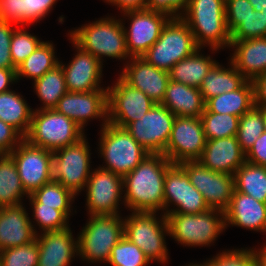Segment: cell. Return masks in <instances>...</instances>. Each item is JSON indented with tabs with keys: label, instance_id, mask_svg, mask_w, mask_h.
Here are the masks:
<instances>
[{
	"label": "cell",
	"instance_id": "obj_38",
	"mask_svg": "<svg viewBox=\"0 0 266 266\" xmlns=\"http://www.w3.org/2000/svg\"><path fill=\"white\" fill-rule=\"evenodd\" d=\"M265 131L263 113L254 106L240 117L236 138L241 149L246 153L256 139Z\"/></svg>",
	"mask_w": 266,
	"mask_h": 266
},
{
	"label": "cell",
	"instance_id": "obj_46",
	"mask_svg": "<svg viewBox=\"0 0 266 266\" xmlns=\"http://www.w3.org/2000/svg\"><path fill=\"white\" fill-rule=\"evenodd\" d=\"M254 11L248 0H225L226 25L231 34Z\"/></svg>",
	"mask_w": 266,
	"mask_h": 266
},
{
	"label": "cell",
	"instance_id": "obj_22",
	"mask_svg": "<svg viewBox=\"0 0 266 266\" xmlns=\"http://www.w3.org/2000/svg\"><path fill=\"white\" fill-rule=\"evenodd\" d=\"M23 204L0 208V251L36 240L37 231Z\"/></svg>",
	"mask_w": 266,
	"mask_h": 266
},
{
	"label": "cell",
	"instance_id": "obj_52",
	"mask_svg": "<svg viewBox=\"0 0 266 266\" xmlns=\"http://www.w3.org/2000/svg\"><path fill=\"white\" fill-rule=\"evenodd\" d=\"M148 0H104L111 5L117 6L123 13L129 11H140L147 8Z\"/></svg>",
	"mask_w": 266,
	"mask_h": 266
},
{
	"label": "cell",
	"instance_id": "obj_51",
	"mask_svg": "<svg viewBox=\"0 0 266 266\" xmlns=\"http://www.w3.org/2000/svg\"><path fill=\"white\" fill-rule=\"evenodd\" d=\"M247 162L266 166V132L264 131L245 153Z\"/></svg>",
	"mask_w": 266,
	"mask_h": 266
},
{
	"label": "cell",
	"instance_id": "obj_44",
	"mask_svg": "<svg viewBox=\"0 0 266 266\" xmlns=\"http://www.w3.org/2000/svg\"><path fill=\"white\" fill-rule=\"evenodd\" d=\"M230 35L231 41L266 37L263 13L257 11L251 12Z\"/></svg>",
	"mask_w": 266,
	"mask_h": 266
},
{
	"label": "cell",
	"instance_id": "obj_4",
	"mask_svg": "<svg viewBox=\"0 0 266 266\" xmlns=\"http://www.w3.org/2000/svg\"><path fill=\"white\" fill-rule=\"evenodd\" d=\"M77 237L78 255L83 261L108 262L112 248L124 236L120 214L90 215Z\"/></svg>",
	"mask_w": 266,
	"mask_h": 266
},
{
	"label": "cell",
	"instance_id": "obj_39",
	"mask_svg": "<svg viewBox=\"0 0 266 266\" xmlns=\"http://www.w3.org/2000/svg\"><path fill=\"white\" fill-rule=\"evenodd\" d=\"M107 263L111 266H147L151 262L137 245L123 236L112 248Z\"/></svg>",
	"mask_w": 266,
	"mask_h": 266
},
{
	"label": "cell",
	"instance_id": "obj_12",
	"mask_svg": "<svg viewBox=\"0 0 266 266\" xmlns=\"http://www.w3.org/2000/svg\"><path fill=\"white\" fill-rule=\"evenodd\" d=\"M180 165L210 209L225 211L229 207L235 189L234 175L209 170L199 161H185Z\"/></svg>",
	"mask_w": 266,
	"mask_h": 266
},
{
	"label": "cell",
	"instance_id": "obj_28",
	"mask_svg": "<svg viewBox=\"0 0 266 266\" xmlns=\"http://www.w3.org/2000/svg\"><path fill=\"white\" fill-rule=\"evenodd\" d=\"M255 106L253 81H246L239 89L214 96L205 102L204 112L232 114L241 117Z\"/></svg>",
	"mask_w": 266,
	"mask_h": 266
},
{
	"label": "cell",
	"instance_id": "obj_2",
	"mask_svg": "<svg viewBox=\"0 0 266 266\" xmlns=\"http://www.w3.org/2000/svg\"><path fill=\"white\" fill-rule=\"evenodd\" d=\"M184 12L180 18L188 25L200 48L207 45L216 52L230 47L225 0H190Z\"/></svg>",
	"mask_w": 266,
	"mask_h": 266
},
{
	"label": "cell",
	"instance_id": "obj_9",
	"mask_svg": "<svg viewBox=\"0 0 266 266\" xmlns=\"http://www.w3.org/2000/svg\"><path fill=\"white\" fill-rule=\"evenodd\" d=\"M157 212H132L124 218V236L137 245L149 261L166 264L168 249L165 237L169 226L164 214L156 217Z\"/></svg>",
	"mask_w": 266,
	"mask_h": 266
},
{
	"label": "cell",
	"instance_id": "obj_26",
	"mask_svg": "<svg viewBox=\"0 0 266 266\" xmlns=\"http://www.w3.org/2000/svg\"><path fill=\"white\" fill-rule=\"evenodd\" d=\"M233 66L248 80L266 73V37L231 41Z\"/></svg>",
	"mask_w": 266,
	"mask_h": 266
},
{
	"label": "cell",
	"instance_id": "obj_29",
	"mask_svg": "<svg viewBox=\"0 0 266 266\" xmlns=\"http://www.w3.org/2000/svg\"><path fill=\"white\" fill-rule=\"evenodd\" d=\"M198 48L192 55L176 63L169 71L171 81L200 87L206 74L217 63L211 56H205ZM201 53V54H200Z\"/></svg>",
	"mask_w": 266,
	"mask_h": 266
},
{
	"label": "cell",
	"instance_id": "obj_58",
	"mask_svg": "<svg viewBox=\"0 0 266 266\" xmlns=\"http://www.w3.org/2000/svg\"><path fill=\"white\" fill-rule=\"evenodd\" d=\"M186 266H210V264L207 262V261H205L204 263H190V265L188 264V265H186Z\"/></svg>",
	"mask_w": 266,
	"mask_h": 266
},
{
	"label": "cell",
	"instance_id": "obj_34",
	"mask_svg": "<svg viewBox=\"0 0 266 266\" xmlns=\"http://www.w3.org/2000/svg\"><path fill=\"white\" fill-rule=\"evenodd\" d=\"M235 190L266 203V166L245 161L234 174Z\"/></svg>",
	"mask_w": 266,
	"mask_h": 266
},
{
	"label": "cell",
	"instance_id": "obj_55",
	"mask_svg": "<svg viewBox=\"0 0 266 266\" xmlns=\"http://www.w3.org/2000/svg\"><path fill=\"white\" fill-rule=\"evenodd\" d=\"M257 266H266V243L260 249H255Z\"/></svg>",
	"mask_w": 266,
	"mask_h": 266
},
{
	"label": "cell",
	"instance_id": "obj_33",
	"mask_svg": "<svg viewBox=\"0 0 266 266\" xmlns=\"http://www.w3.org/2000/svg\"><path fill=\"white\" fill-rule=\"evenodd\" d=\"M55 57V47L49 41H43L16 69L17 82L22 77L33 79L42 77L47 71L59 65Z\"/></svg>",
	"mask_w": 266,
	"mask_h": 266
},
{
	"label": "cell",
	"instance_id": "obj_56",
	"mask_svg": "<svg viewBox=\"0 0 266 266\" xmlns=\"http://www.w3.org/2000/svg\"><path fill=\"white\" fill-rule=\"evenodd\" d=\"M254 8V11L261 12L262 8H266V0H248Z\"/></svg>",
	"mask_w": 266,
	"mask_h": 266
},
{
	"label": "cell",
	"instance_id": "obj_14",
	"mask_svg": "<svg viewBox=\"0 0 266 266\" xmlns=\"http://www.w3.org/2000/svg\"><path fill=\"white\" fill-rule=\"evenodd\" d=\"M155 104L141 90L132 88L120 77L107 87L108 122L126 128L144 116Z\"/></svg>",
	"mask_w": 266,
	"mask_h": 266
},
{
	"label": "cell",
	"instance_id": "obj_47",
	"mask_svg": "<svg viewBox=\"0 0 266 266\" xmlns=\"http://www.w3.org/2000/svg\"><path fill=\"white\" fill-rule=\"evenodd\" d=\"M13 23L0 20V68L17 69L12 62L10 43L13 31Z\"/></svg>",
	"mask_w": 266,
	"mask_h": 266
},
{
	"label": "cell",
	"instance_id": "obj_48",
	"mask_svg": "<svg viewBox=\"0 0 266 266\" xmlns=\"http://www.w3.org/2000/svg\"><path fill=\"white\" fill-rule=\"evenodd\" d=\"M190 0H148L147 10L167 14L170 18L181 17Z\"/></svg>",
	"mask_w": 266,
	"mask_h": 266
},
{
	"label": "cell",
	"instance_id": "obj_40",
	"mask_svg": "<svg viewBox=\"0 0 266 266\" xmlns=\"http://www.w3.org/2000/svg\"><path fill=\"white\" fill-rule=\"evenodd\" d=\"M33 208V219L42 232L58 231L69 227V218L60 210L53 207L43 206L31 194L27 197Z\"/></svg>",
	"mask_w": 266,
	"mask_h": 266
},
{
	"label": "cell",
	"instance_id": "obj_11",
	"mask_svg": "<svg viewBox=\"0 0 266 266\" xmlns=\"http://www.w3.org/2000/svg\"><path fill=\"white\" fill-rule=\"evenodd\" d=\"M8 155L14 160L21 184L28 195L53 180L52 151L23 139Z\"/></svg>",
	"mask_w": 266,
	"mask_h": 266
},
{
	"label": "cell",
	"instance_id": "obj_54",
	"mask_svg": "<svg viewBox=\"0 0 266 266\" xmlns=\"http://www.w3.org/2000/svg\"><path fill=\"white\" fill-rule=\"evenodd\" d=\"M14 82H17L16 69L0 68V93L9 91Z\"/></svg>",
	"mask_w": 266,
	"mask_h": 266
},
{
	"label": "cell",
	"instance_id": "obj_16",
	"mask_svg": "<svg viewBox=\"0 0 266 266\" xmlns=\"http://www.w3.org/2000/svg\"><path fill=\"white\" fill-rule=\"evenodd\" d=\"M170 204H174L176 208L170 209ZM209 209L203 195L190 183L184 168L172 163L167 168L164 180V215L199 214Z\"/></svg>",
	"mask_w": 266,
	"mask_h": 266
},
{
	"label": "cell",
	"instance_id": "obj_32",
	"mask_svg": "<svg viewBox=\"0 0 266 266\" xmlns=\"http://www.w3.org/2000/svg\"><path fill=\"white\" fill-rule=\"evenodd\" d=\"M25 192L15 166L8 154H0V208L22 204Z\"/></svg>",
	"mask_w": 266,
	"mask_h": 266
},
{
	"label": "cell",
	"instance_id": "obj_35",
	"mask_svg": "<svg viewBox=\"0 0 266 266\" xmlns=\"http://www.w3.org/2000/svg\"><path fill=\"white\" fill-rule=\"evenodd\" d=\"M34 91L43 103L37 110L54 109L59 99L67 92L64 71L57 65L34 81Z\"/></svg>",
	"mask_w": 266,
	"mask_h": 266
},
{
	"label": "cell",
	"instance_id": "obj_19",
	"mask_svg": "<svg viewBox=\"0 0 266 266\" xmlns=\"http://www.w3.org/2000/svg\"><path fill=\"white\" fill-rule=\"evenodd\" d=\"M75 121L83 130L90 119L101 118L102 127L108 123L107 90L66 92L54 108Z\"/></svg>",
	"mask_w": 266,
	"mask_h": 266
},
{
	"label": "cell",
	"instance_id": "obj_50",
	"mask_svg": "<svg viewBox=\"0 0 266 266\" xmlns=\"http://www.w3.org/2000/svg\"><path fill=\"white\" fill-rule=\"evenodd\" d=\"M0 20L21 26V0H0Z\"/></svg>",
	"mask_w": 266,
	"mask_h": 266
},
{
	"label": "cell",
	"instance_id": "obj_6",
	"mask_svg": "<svg viewBox=\"0 0 266 266\" xmlns=\"http://www.w3.org/2000/svg\"><path fill=\"white\" fill-rule=\"evenodd\" d=\"M200 48L188 25L180 18H170L158 40L141 56L156 68L170 71L180 60Z\"/></svg>",
	"mask_w": 266,
	"mask_h": 266
},
{
	"label": "cell",
	"instance_id": "obj_5",
	"mask_svg": "<svg viewBox=\"0 0 266 266\" xmlns=\"http://www.w3.org/2000/svg\"><path fill=\"white\" fill-rule=\"evenodd\" d=\"M99 153L106 165L102 168L125 177L150 153L126 130L111 123L101 126Z\"/></svg>",
	"mask_w": 266,
	"mask_h": 266
},
{
	"label": "cell",
	"instance_id": "obj_25",
	"mask_svg": "<svg viewBox=\"0 0 266 266\" xmlns=\"http://www.w3.org/2000/svg\"><path fill=\"white\" fill-rule=\"evenodd\" d=\"M225 228L243 227L266 233V203L234 189L229 207L224 211Z\"/></svg>",
	"mask_w": 266,
	"mask_h": 266
},
{
	"label": "cell",
	"instance_id": "obj_30",
	"mask_svg": "<svg viewBox=\"0 0 266 266\" xmlns=\"http://www.w3.org/2000/svg\"><path fill=\"white\" fill-rule=\"evenodd\" d=\"M246 81L231 62L227 69L217 62L204 77L199 90L206 102L214 96L239 89Z\"/></svg>",
	"mask_w": 266,
	"mask_h": 266
},
{
	"label": "cell",
	"instance_id": "obj_7",
	"mask_svg": "<svg viewBox=\"0 0 266 266\" xmlns=\"http://www.w3.org/2000/svg\"><path fill=\"white\" fill-rule=\"evenodd\" d=\"M84 136V130L64 114L55 109H36L24 139L32 145L54 152L76 143Z\"/></svg>",
	"mask_w": 266,
	"mask_h": 266
},
{
	"label": "cell",
	"instance_id": "obj_21",
	"mask_svg": "<svg viewBox=\"0 0 266 266\" xmlns=\"http://www.w3.org/2000/svg\"><path fill=\"white\" fill-rule=\"evenodd\" d=\"M129 61L119 77L132 88L141 90L156 104H160L170 81L169 72L156 68L141 57H131Z\"/></svg>",
	"mask_w": 266,
	"mask_h": 266
},
{
	"label": "cell",
	"instance_id": "obj_10",
	"mask_svg": "<svg viewBox=\"0 0 266 266\" xmlns=\"http://www.w3.org/2000/svg\"><path fill=\"white\" fill-rule=\"evenodd\" d=\"M86 136L74 144L53 152V180L71 190L76 196L85 189L90 177L91 153Z\"/></svg>",
	"mask_w": 266,
	"mask_h": 266
},
{
	"label": "cell",
	"instance_id": "obj_18",
	"mask_svg": "<svg viewBox=\"0 0 266 266\" xmlns=\"http://www.w3.org/2000/svg\"><path fill=\"white\" fill-rule=\"evenodd\" d=\"M123 15L131 21L129 29L124 26L130 57H141L158 40L170 19L167 14L147 9L129 11Z\"/></svg>",
	"mask_w": 266,
	"mask_h": 266
},
{
	"label": "cell",
	"instance_id": "obj_3",
	"mask_svg": "<svg viewBox=\"0 0 266 266\" xmlns=\"http://www.w3.org/2000/svg\"><path fill=\"white\" fill-rule=\"evenodd\" d=\"M124 25L120 19L105 17L70 31L68 36L102 64L103 57L127 60L131 57L126 45Z\"/></svg>",
	"mask_w": 266,
	"mask_h": 266
},
{
	"label": "cell",
	"instance_id": "obj_13",
	"mask_svg": "<svg viewBox=\"0 0 266 266\" xmlns=\"http://www.w3.org/2000/svg\"><path fill=\"white\" fill-rule=\"evenodd\" d=\"M175 115L162 104H154L142 118L126 130L150 154H163L168 144Z\"/></svg>",
	"mask_w": 266,
	"mask_h": 266
},
{
	"label": "cell",
	"instance_id": "obj_53",
	"mask_svg": "<svg viewBox=\"0 0 266 266\" xmlns=\"http://www.w3.org/2000/svg\"><path fill=\"white\" fill-rule=\"evenodd\" d=\"M255 106L266 108V73L258 76L254 81Z\"/></svg>",
	"mask_w": 266,
	"mask_h": 266
},
{
	"label": "cell",
	"instance_id": "obj_23",
	"mask_svg": "<svg viewBox=\"0 0 266 266\" xmlns=\"http://www.w3.org/2000/svg\"><path fill=\"white\" fill-rule=\"evenodd\" d=\"M39 247L38 266H69L78 256V239L73 238L71 228L37 234Z\"/></svg>",
	"mask_w": 266,
	"mask_h": 266
},
{
	"label": "cell",
	"instance_id": "obj_41",
	"mask_svg": "<svg viewBox=\"0 0 266 266\" xmlns=\"http://www.w3.org/2000/svg\"><path fill=\"white\" fill-rule=\"evenodd\" d=\"M38 259L37 240L0 251L2 266H38Z\"/></svg>",
	"mask_w": 266,
	"mask_h": 266
},
{
	"label": "cell",
	"instance_id": "obj_24",
	"mask_svg": "<svg viewBox=\"0 0 266 266\" xmlns=\"http://www.w3.org/2000/svg\"><path fill=\"white\" fill-rule=\"evenodd\" d=\"M198 161L209 170L234 175L246 159L236 136H231L206 140Z\"/></svg>",
	"mask_w": 266,
	"mask_h": 266
},
{
	"label": "cell",
	"instance_id": "obj_8",
	"mask_svg": "<svg viewBox=\"0 0 266 266\" xmlns=\"http://www.w3.org/2000/svg\"><path fill=\"white\" fill-rule=\"evenodd\" d=\"M169 236L186 246H208L225 230L224 211L209 209L199 214L166 215Z\"/></svg>",
	"mask_w": 266,
	"mask_h": 266
},
{
	"label": "cell",
	"instance_id": "obj_15",
	"mask_svg": "<svg viewBox=\"0 0 266 266\" xmlns=\"http://www.w3.org/2000/svg\"><path fill=\"white\" fill-rule=\"evenodd\" d=\"M205 144L206 138L200 118L176 116L163 155L173 164L198 161Z\"/></svg>",
	"mask_w": 266,
	"mask_h": 266
},
{
	"label": "cell",
	"instance_id": "obj_57",
	"mask_svg": "<svg viewBox=\"0 0 266 266\" xmlns=\"http://www.w3.org/2000/svg\"><path fill=\"white\" fill-rule=\"evenodd\" d=\"M262 113H263V121H264V129H265V132H266V108L264 107H258Z\"/></svg>",
	"mask_w": 266,
	"mask_h": 266
},
{
	"label": "cell",
	"instance_id": "obj_59",
	"mask_svg": "<svg viewBox=\"0 0 266 266\" xmlns=\"http://www.w3.org/2000/svg\"><path fill=\"white\" fill-rule=\"evenodd\" d=\"M261 12L263 13V16L265 18V25H266V8H262Z\"/></svg>",
	"mask_w": 266,
	"mask_h": 266
},
{
	"label": "cell",
	"instance_id": "obj_36",
	"mask_svg": "<svg viewBox=\"0 0 266 266\" xmlns=\"http://www.w3.org/2000/svg\"><path fill=\"white\" fill-rule=\"evenodd\" d=\"M43 206L53 207L62 211L68 218L71 215L72 202L75 194L62 186L58 181L51 180L45 183L40 189L31 194Z\"/></svg>",
	"mask_w": 266,
	"mask_h": 266
},
{
	"label": "cell",
	"instance_id": "obj_45",
	"mask_svg": "<svg viewBox=\"0 0 266 266\" xmlns=\"http://www.w3.org/2000/svg\"><path fill=\"white\" fill-rule=\"evenodd\" d=\"M57 0H21V25H29L44 19Z\"/></svg>",
	"mask_w": 266,
	"mask_h": 266
},
{
	"label": "cell",
	"instance_id": "obj_27",
	"mask_svg": "<svg viewBox=\"0 0 266 266\" xmlns=\"http://www.w3.org/2000/svg\"><path fill=\"white\" fill-rule=\"evenodd\" d=\"M160 104L179 117L200 118L205 111V101L198 87L171 80Z\"/></svg>",
	"mask_w": 266,
	"mask_h": 266
},
{
	"label": "cell",
	"instance_id": "obj_43",
	"mask_svg": "<svg viewBox=\"0 0 266 266\" xmlns=\"http://www.w3.org/2000/svg\"><path fill=\"white\" fill-rule=\"evenodd\" d=\"M207 262L210 266H257L255 248L224 250Z\"/></svg>",
	"mask_w": 266,
	"mask_h": 266
},
{
	"label": "cell",
	"instance_id": "obj_42",
	"mask_svg": "<svg viewBox=\"0 0 266 266\" xmlns=\"http://www.w3.org/2000/svg\"><path fill=\"white\" fill-rule=\"evenodd\" d=\"M42 42L26 29L15 28L10 43L13 65L17 68Z\"/></svg>",
	"mask_w": 266,
	"mask_h": 266
},
{
	"label": "cell",
	"instance_id": "obj_17",
	"mask_svg": "<svg viewBox=\"0 0 266 266\" xmlns=\"http://www.w3.org/2000/svg\"><path fill=\"white\" fill-rule=\"evenodd\" d=\"M87 180L86 207L89 215L120 214L123 198V177L102 168L93 169Z\"/></svg>",
	"mask_w": 266,
	"mask_h": 266
},
{
	"label": "cell",
	"instance_id": "obj_37",
	"mask_svg": "<svg viewBox=\"0 0 266 266\" xmlns=\"http://www.w3.org/2000/svg\"><path fill=\"white\" fill-rule=\"evenodd\" d=\"M206 140L236 136L240 117L232 114L203 112L200 117Z\"/></svg>",
	"mask_w": 266,
	"mask_h": 266
},
{
	"label": "cell",
	"instance_id": "obj_1",
	"mask_svg": "<svg viewBox=\"0 0 266 266\" xmlns=\"http://www.w3.org/2000/svg\"><path fill=\"white\" fill-rule=\"evenodd\" d=\"M172 163L163 154H149L123 177V203L132 212L164 214V180Z\"/></svg>",
	"mask_w": 266,
	"mask_h": 266
},
{
	"label": "cell",
	"instance_id": "obj_20",
	"mask_svg": "<svg viewBox=\"0 0 266 266\" xmlns=\"http://www.w3.org/2000/svg\"><path fill=\"white\" fill-rule=\"evenodd\" d=\"M76 48L75 57L67 64L61 65L64 71L65 84L68 92H91L94 90H107L100 87L103 64L91 53L84 51L72 39Z\"/></svg>",
	"mask_w": 266,
	"mask_h": 266
},
{
	"label": "cell",
	"instance_id": "obj_49",
	"mask_svg": "<svg viewBox=\"0 0 266 266\" xmlns=\"http://www.w3.org/2000/svg\"><path fill=\"white\" fill-rule=\"evenodd\" d=\"M23 139L15 128L0 120V154H9Z\"/></svg>",
	"mask_w": 266,
	"mask_h": 266
},
{
	"label": "cell",
	"instance_id": "obj_31",
	"mask_svg": "<svg viewBox=\"0 0 266 266\" xmlns=\"http://www.w3.org/2000/svg\"><path fill=\"white\" fill-rule=\"evenodd\" d=\"M14 90L0 93V120L11 125L23 137L29 131L34 109Z\"/></svg>",
	"mask_w": 266,
	"mask_h": 266
}]
</instances>
